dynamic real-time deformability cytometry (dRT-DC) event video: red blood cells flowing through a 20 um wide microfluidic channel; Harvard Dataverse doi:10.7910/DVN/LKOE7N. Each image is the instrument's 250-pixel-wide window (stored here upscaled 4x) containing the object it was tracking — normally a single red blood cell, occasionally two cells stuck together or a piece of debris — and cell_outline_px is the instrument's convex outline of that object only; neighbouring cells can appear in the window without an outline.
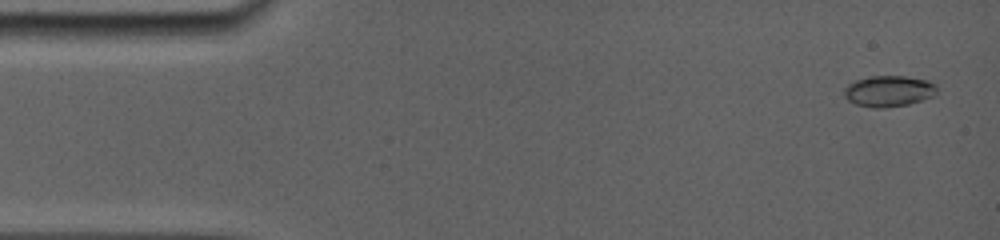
{"species": "common noctule bat (a hibernating species)", "species_latin": "Nyctalus noctula", "temperature_condition": "room temperature", "stored_images_in_passage": 18, "camera_frame_rate_fps": 5000, "um_per_image_px": 0.085, "animal": {"sex": "female", "body_mass_g": 19.0, "forearm_length_mm": 56.7}, "frame": {"image": 1, "passage_image": 1, "time_ms": 0.0, "image_size_px": [1000, 240], "cell_outline_px": [[936, 96], [908, 104], [884, 108], [872, 108], [856, 104], [848, 100], [844, 96], [844, 88], [848, 84], [856, 80], [872, 76], [904, 76], [928, 80], [936, 84]], "centroid_in_image_um": [75.56, 7.75], "position_along_channel_um": 9.4, "area_um2": 16.88}}
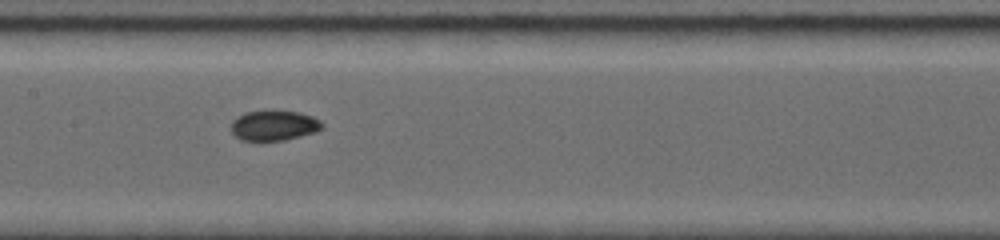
{"frame": {"image": 2, "passage_image": 12, "time_ms": 7.4, "image_size_px": [1000, 240], "cell_outline_px": [[324, 128], [316, 132], [284, 140], [240, 140], [232, 132], [232, 120], [236, 116], [244, 112], [268, 108], [272, 108], [300, 112], [312, 116], [320, 120], [324, 124]], "centroid_in_image_um": [23.3, 10.61], "position_along_channel_um": 184.1, "area_um2": 16.65}}
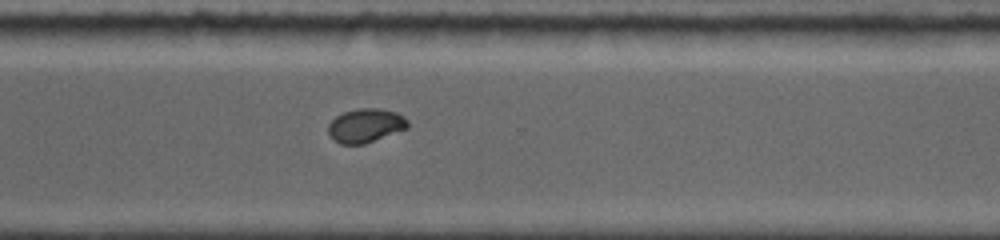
{"frame": {"image": 3, "passage_image": 18, "time_ms": 11.4, "image_size_px": [1000, 240], "cell_outline_px": [[408, 128], [364, 144], [340, 144], [332, 140], [328, 132], [328, 124], [336, 116], [344, 112], [360, 108], [380, 108], [396, 112], [404, 116], [408, 120]], "centroid_in_image_um": [31.07, 10.67], "position_along_channel_um": 339.5, "area_um2": 15.78}}